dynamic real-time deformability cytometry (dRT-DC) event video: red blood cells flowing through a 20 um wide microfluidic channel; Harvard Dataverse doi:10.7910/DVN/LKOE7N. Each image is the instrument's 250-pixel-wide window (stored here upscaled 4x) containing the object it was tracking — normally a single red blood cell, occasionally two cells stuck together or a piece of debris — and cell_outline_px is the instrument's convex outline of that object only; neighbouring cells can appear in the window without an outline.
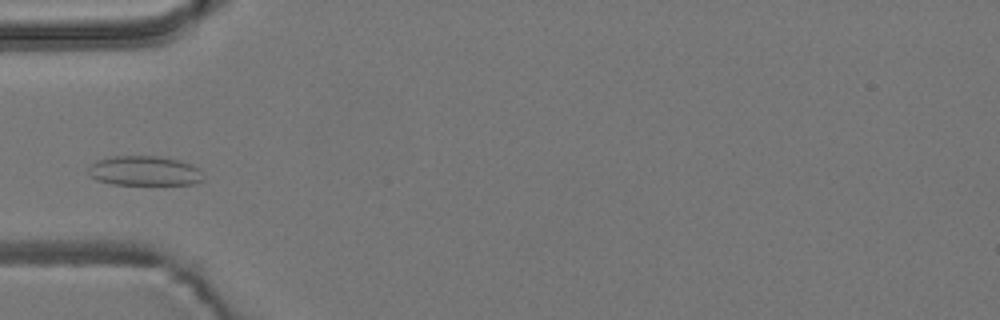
{"species": "common noctule bat (a hibernating species)", "species_latin": "Nyctalus noctula", "temperature_condition": "room temperature", "stored_images_in_passage": 5, "camera_frame_rate_fps": 3000, "um_per_image_px": 0.085, "animal": {"sex": "male", "body_mass_g": 19.2, "forearm_length_mm": 51.8}, "frame": {"image": 1, "passage_image": 3, "time_ms": 0.667, "image_size_px": [1000, 320], "cell_outline_px": [[204, 180], [192, 184], [112, 184], [96, 180], [88, 172], [88, 168], [96, 160], [112, 156], [160, 156], [180, 160], [200, 168]], "centroid_in_image_um": [12.29, 14.51], "position_along_channel_um": 72.7, "area_um2": 19.94}}
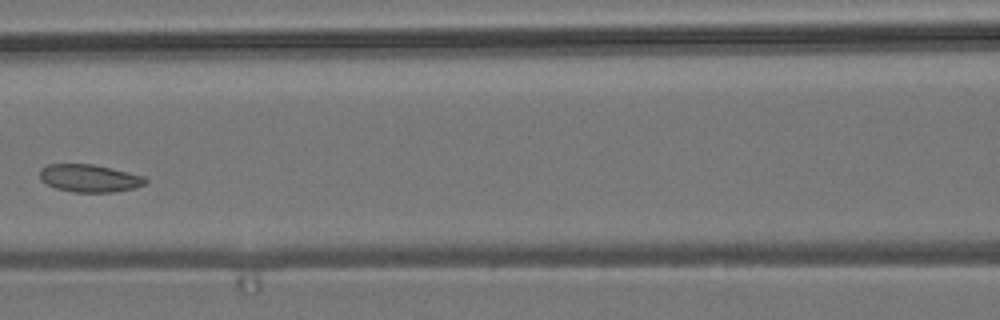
{"frame": {"image": 2, "passage_image": 5, "time_ms": 1.333, "image_size_px": [1000, 320], "cell_outline_px": [[148, 180], [144, 184], [136, 188], [112, 192], [76, 192], [56, 188], [40, 180], [40, 168], [48, 164], [92, 164], [112, 168], [144, 176]], "centroid_in_image_um": [7.61, 15.14], "position_along_channel_um": 159.0, "area_um2": 16.99}}